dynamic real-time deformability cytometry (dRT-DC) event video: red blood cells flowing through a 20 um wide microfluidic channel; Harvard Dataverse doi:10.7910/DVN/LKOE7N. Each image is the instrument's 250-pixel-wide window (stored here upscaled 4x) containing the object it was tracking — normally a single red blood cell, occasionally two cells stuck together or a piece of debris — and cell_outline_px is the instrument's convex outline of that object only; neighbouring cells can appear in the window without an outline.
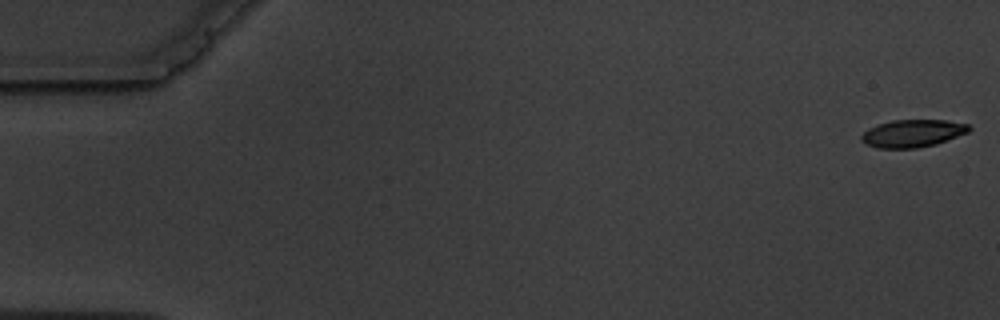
{"species": "common noctule bat (a hibernating species)", "species_latin": "Nyctalus noctula", "temperature_condition": "warm", "stored_images_in_passage": 5, "segment_of_instrument_passage": [2, 2], "camera_frame_rate_fps": 3000, "um_per_image_px": 0.085, "animal": {"sex": "male", "body_mass_g": 19.5, "forearm_length_mm": 54.6}, "frame": {"image": 1, "passage_image": 5, "time_ms": 6.333, "image_size_px": [1000, 320], "cell_outline_px": [[972, 128], [968, 132], [936, 144], [916, 148], [876, 148], [864, 144], [860, 140], [860, 136], [868, 128], [892, 120], [944, 120], [968, 124]], "centroid_in_image_um": [77.54, 11.34], "position_along_channel_um": 7.5, "area_um2": 17.28}}